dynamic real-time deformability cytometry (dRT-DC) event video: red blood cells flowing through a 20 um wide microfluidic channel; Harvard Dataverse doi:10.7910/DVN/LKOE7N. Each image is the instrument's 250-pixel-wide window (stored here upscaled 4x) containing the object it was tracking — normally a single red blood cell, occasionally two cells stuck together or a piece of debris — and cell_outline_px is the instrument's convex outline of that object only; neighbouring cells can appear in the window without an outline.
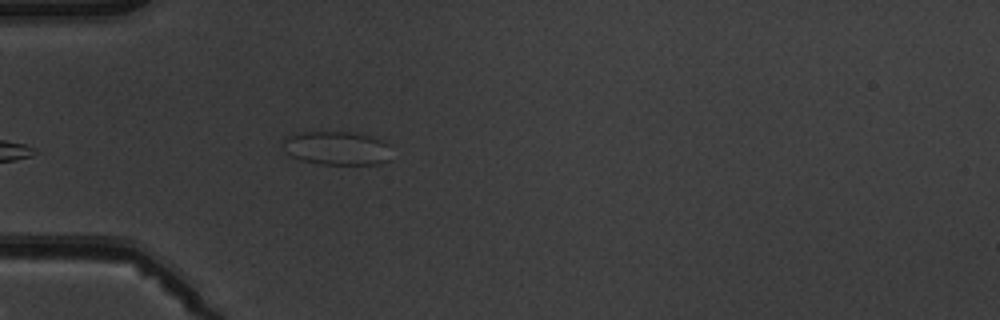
{"species": "common noctule bat (a hibernating species)", "species_latin": "Nyctalus noctula", "temperature_condition": "warm", "stored_images_in_passage": 5, "camera_frame_rate_fps": 3000, "um_per_image_px": 0.085, "animal": {"sex": "male", "body_mass_g": 19.5, "forearm_length_mm": 54.6}, "frame": {"image": 1, "passage_image": 5, "time_ms": 5.667, "image_size_px": [1000, 320], "cell_outline_px": [[388, 160], [380, 164], [320, 164], [300, 160], [288, 156], [284, 140], [288, 136], [304, 132], [348, 132], [368, 136], [380, 140], [388, 144]], "centroid_in_image_um": [28.61, 12.61], "position_along_channel_um": 56.4, "area_um2": 20.87}}